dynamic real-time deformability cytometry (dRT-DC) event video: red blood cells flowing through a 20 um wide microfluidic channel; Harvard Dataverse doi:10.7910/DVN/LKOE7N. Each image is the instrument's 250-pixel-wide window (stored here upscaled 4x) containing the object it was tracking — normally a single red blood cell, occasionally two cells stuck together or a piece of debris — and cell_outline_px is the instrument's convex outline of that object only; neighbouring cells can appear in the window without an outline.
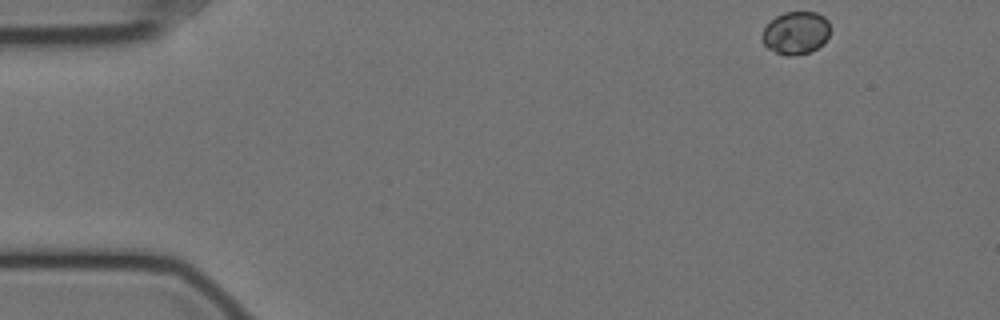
{"species": "Egyptian fruit bat (a non-hibernating species)", "species_latin": "Rousettus aegyptiacus", "temperature_condition": "cold", "stored_images_in_passage": 7, "camera_frame_rate_fps": 3000, "um_per_image_px": 0.085, "animal": {"sex": "female"}, "frame": {"image": 1, "passage_image": 1, "time_ms": 0.0, "image_size_px": [1000, 320], "cell_outline_px": [[828, 36], [824, 44], [812, 52], [792, 56], [788, 56], [776, 52], [768, 48], [764, 44], [760, 36], [764, 28], [776, 16], [784, 12], [816, 12], [824, 16], [828, 20]], "centroid_in_image_um": [67.65, 2.81], "position_along_channel_um": 17.4, "area_um2": 17.05}}